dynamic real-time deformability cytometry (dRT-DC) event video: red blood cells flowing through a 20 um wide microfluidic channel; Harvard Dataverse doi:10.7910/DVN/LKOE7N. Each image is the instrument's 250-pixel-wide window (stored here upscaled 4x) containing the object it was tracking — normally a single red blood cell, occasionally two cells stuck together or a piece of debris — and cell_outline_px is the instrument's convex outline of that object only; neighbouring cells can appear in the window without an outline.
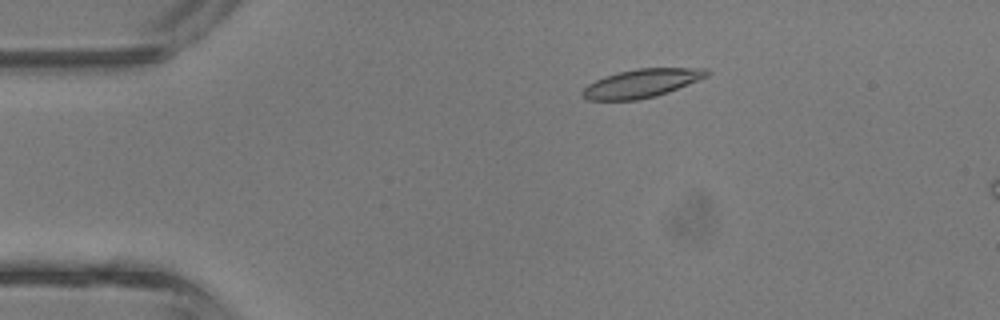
{"species": "common noctule bat (a hibernating species)", "species_latin": "Nyctalus noctula", "temperature_condition": "room temperature", "stored_images_in_passage": 11, "camera_frame_rate_fps": 3000, "um_per_image_px": 0.085, "animal": {"sex": "male", "body_mass_g": 13.3}, "frame": {"image": 1, "passage_image": 7, "time_ms": 2.0, "image_size_px": [1000, 320], "cell_outline_px": [[692, 80], [684, 84], [664, 92], [648, 96], [628, 100], [600, 100], [588, 88], [592, 84], [600, 80], [624, 72], [648, 68], [676, 68], [688, 72]], "centroid_in_image_um": [54.34, 7.11], "position_along_channel_um": 30.7, "area_um2": 16.3}}